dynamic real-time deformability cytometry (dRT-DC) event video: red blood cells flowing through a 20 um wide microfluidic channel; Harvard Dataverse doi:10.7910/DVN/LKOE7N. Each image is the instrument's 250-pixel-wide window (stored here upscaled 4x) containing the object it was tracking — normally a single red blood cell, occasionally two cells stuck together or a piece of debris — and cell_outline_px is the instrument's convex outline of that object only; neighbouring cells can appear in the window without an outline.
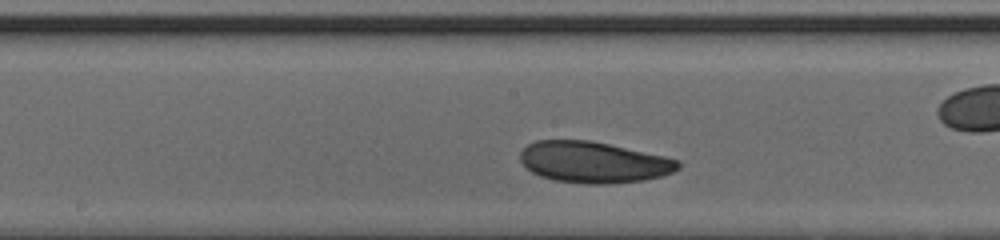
{"species": "human", "species_latin": "Homo sapiens", "temperature_condition": "cold", "stored_images_in_passage": 25, "camera_frame_rate_fps": 3000, "um_per_image_px": 0.085, "donor": {"sex": "male"}, "frame": {"image": 1, "passage_image": 11, "time_ms": 3.333, "image_size_px": [1000, 240], "cell_outline_px": [[680, 168], [672, 172], [660, 176], [644, 180], [608, 184], [588, 184], [556, 180], [540, 176], [532, 172], [520, 160], [520, 152], [528, 144], [536, 140], [588, 140], [608, 144], [664, 156], [680, 160]], "centroid_in_image_um": [50.45, 13.79], "position_along_channel_um": 197.7, "area_um2": 37.69}}
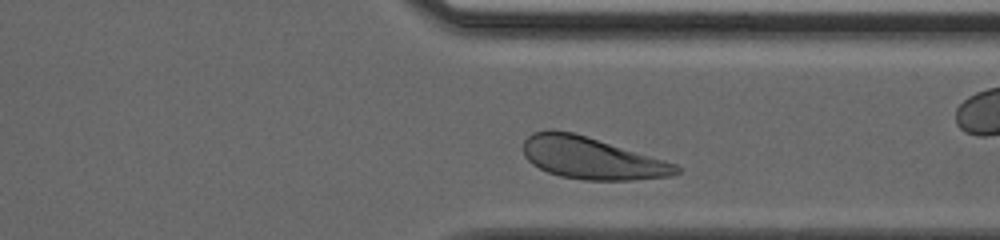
{"frame": {"image": 2, "passage_image": 22, "time_ms": 7.0, "image_size_px": [1000, 240], "cell_outline_px": [[680, 172], [672, 176], [632, 180], [584, 180], [560, 176], [548, 172], [532, 164], [524, 156], [524, 140], [532, 132], [572, 132], [664, 160], [676, 164], [680, 168]], "centroid_in_image_um": [50.3, 13.47], "position_along_channel_um": 361.1, "area_um2": 36.65}}